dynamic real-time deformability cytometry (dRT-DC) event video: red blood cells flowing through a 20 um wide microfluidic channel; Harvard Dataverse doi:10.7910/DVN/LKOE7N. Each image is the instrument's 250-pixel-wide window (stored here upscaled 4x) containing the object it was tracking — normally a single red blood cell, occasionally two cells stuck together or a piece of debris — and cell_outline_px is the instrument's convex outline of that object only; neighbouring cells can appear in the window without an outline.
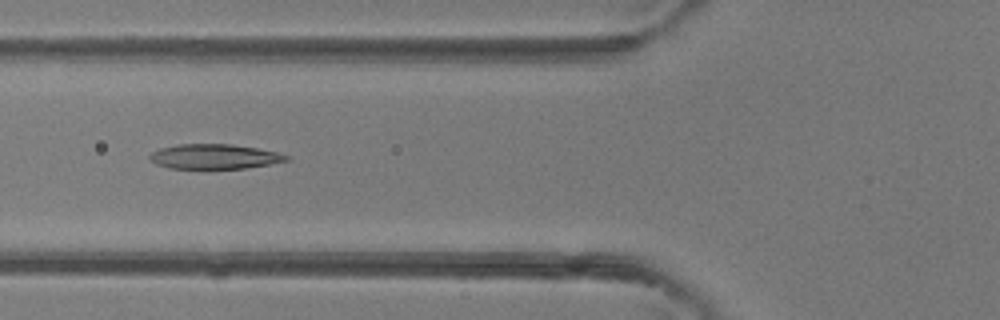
{"species": "common noctule bat (a hibernating species)", "species_latin": "Nyctalus noctula", "temperature_condition": "room temperature", "stored_images_in_passage": 5, "camera_frame_rate_fps": 3000, "um_per_image_px": 0.085, "animal": {"sex": "female"}, "frame": {"image": 1, "passage_image": 5, "time_ms": 4.333, "image_size_px": [1000, 320], "cell_outline_px": [[288, 160], [268, 164], [244, 168], [168, 168], [156, 164], [148, 156], [152, 152], [160, 148], [176, 144], [232, 144], [256, 148], [276, 152], [288, 156]], "centroid_in_image_um": [18.17, 13.3], "position_along_channel_um": 107.6, "area_um2": 19.48}}